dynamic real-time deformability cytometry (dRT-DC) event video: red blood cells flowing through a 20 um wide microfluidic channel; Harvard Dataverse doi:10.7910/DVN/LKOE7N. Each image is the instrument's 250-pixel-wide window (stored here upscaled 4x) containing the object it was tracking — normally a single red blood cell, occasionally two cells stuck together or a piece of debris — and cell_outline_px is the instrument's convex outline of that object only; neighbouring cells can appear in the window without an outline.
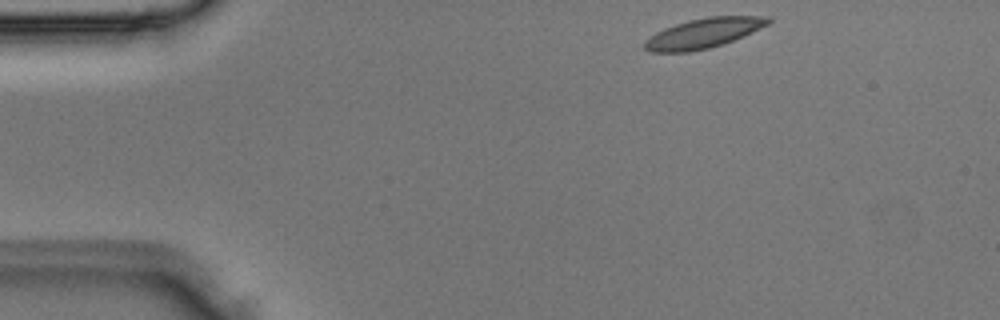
{"species": "Egyptian fruit bat (a non-hibernating species)", "species_latin": "Rousettus aegyptiacus", "temperature_condition": "room temperature", "stored_images_in_passage": 3, "camera_frame_rate_fps": 3000, "um_per_image_px": 0.085, "animal": {"sex": "male"}, "frame": {"image": 1, "passage_image": 1, "time_ms": 0.0, "image_size_px": [1000, 320], "cell_outline_px": [[772, 20], [768, 24], [760, 28], [724, 44], [708, 48], [688, 52], [648, 52], [644, 48], [644, 40], [656, 32], [664, 28], [688, 20], [708, 16], [772, 16]], "centroid_in_image_um": [59.78, 2.82], "position_along_channel_um": 25.2, "area_um2": 21.5}}